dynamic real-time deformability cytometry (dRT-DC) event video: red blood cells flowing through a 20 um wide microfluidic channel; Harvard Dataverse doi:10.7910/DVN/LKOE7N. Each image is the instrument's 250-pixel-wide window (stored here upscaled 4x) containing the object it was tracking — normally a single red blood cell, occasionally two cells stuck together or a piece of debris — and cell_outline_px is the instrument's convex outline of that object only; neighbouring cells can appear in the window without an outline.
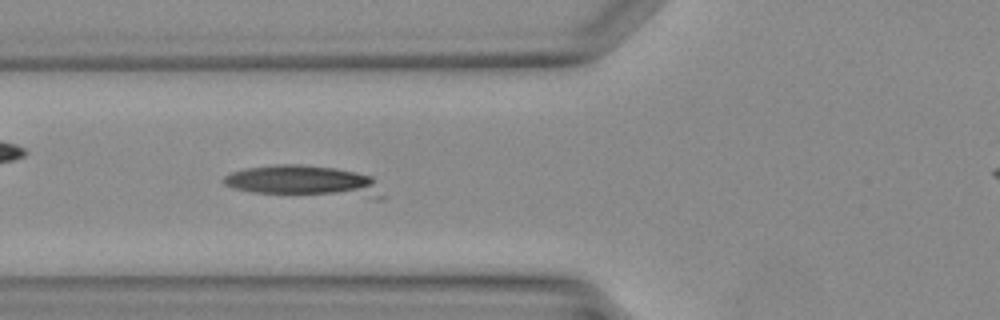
{"species": "Egyptian fruit bat (a non-hibernating species)", "species_latin": "Rousettus aegyptiacus", "temperature_condition": "warm", "stored_images_in_passage": 30, "camera_frame_rate_fps": 3000, "um_per_image_px": 0.085, "animal": {"sex": "female"}, "frame": {"image": 1, "passage_image": 4, "time_ms": 1.0, "image_size_px": [1000, 320], "cell_outline_px": [[384, 200], [376, 200], [252, 192], [236, 188], [224, 184], [224, 176], [232, 172], [244, 168], [276, 164], [300, 164], [336, 168], [356, 172], [372, 176], [384, 196]], "centroid_in_image_um": [25.95, 15.44], "position_along_channel_um": 99.8, "area_um2": 29.65}}